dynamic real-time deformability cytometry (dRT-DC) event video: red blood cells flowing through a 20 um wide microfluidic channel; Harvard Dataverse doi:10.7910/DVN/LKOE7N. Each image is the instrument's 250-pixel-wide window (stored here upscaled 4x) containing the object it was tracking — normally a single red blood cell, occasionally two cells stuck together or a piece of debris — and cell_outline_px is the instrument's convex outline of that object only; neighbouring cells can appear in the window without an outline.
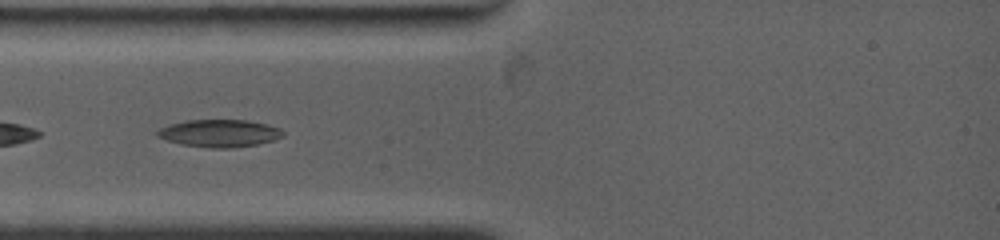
{"species": "common noctule bat (a hibernating species)", "species_latin": "Nyctalus noctula", "temperature_condition": "warm", "stored_images_in_passage": 11, "camera_frame_rate_fps": 4500, "um_per_image_px": 0.085, "animal": {"sex": "female", "body_mass_g": 19.0, "forearm_length_mm": 53.3}, "frame": {"image": 1, "passage_image": 2, "time_ms": 0.667, "image_size_px": [1000, 240], "cell_outline_px": [[284, 136], [272, 140], [256, 144], [232, 148], [212, 148], [180, 144], [156, 136], [156, 132], [160, 128], [184, 120], [244, 120], [264, 124], [280, 128], [284, 132]], "centroid_in_image_um": [18.64, 11.33], "position_along_channel_um": 66.4, "area_um2": 19.88}}
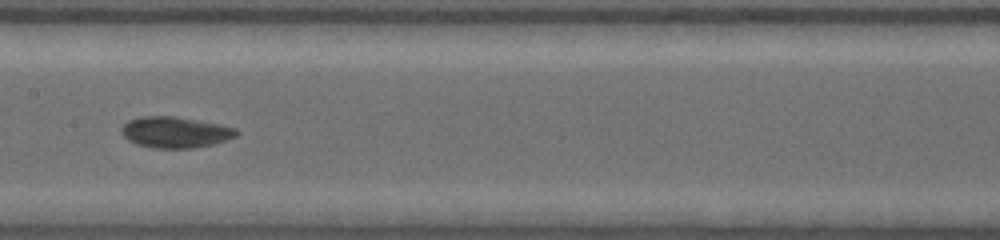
{"frame": {"image": 2, "passage_image": 8, "time_ms": 4.0, "image_size_px": [1000, 240], "cell_outline_px": [[240, 132], [236, 136], [212, 144], [192, 148], [152, 148], [136, 144], [128, 140], [120, 132], [120, 128], [128, 120], [140, 116], [172, 116], [216, 124], [236, 128]], "centroid_in_image_um": [14.83, 11.24], "position_along_channel_um": 192.6, "area_um2": 20.63}}
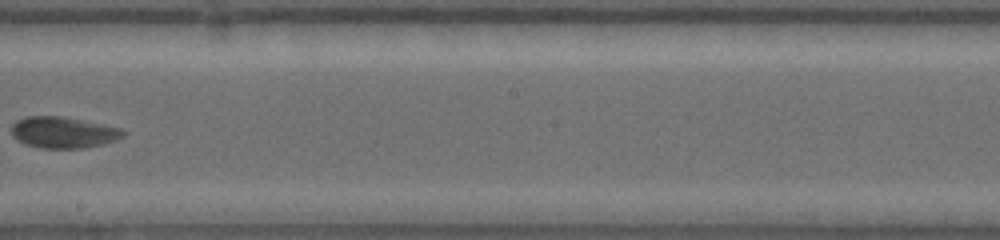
{"frame": {"image": 3, "passage_image": 10, "time_ms": 5.333, "image_size_px": [1000, 240], "cell_outline_px": [[128, 132], [124, 136], [116, 140], [104, 144], [84, 148], [40, 148], [24, 144], [16, 140], [12, 136], [12, 124], [16, 120], [28, 116], [64, 116], [104, 124], [120, 128]], "centroid_in_image_um": [5.39, 11.25], "position_along_channel_um": 242.8, "area_um2": 20.69}}